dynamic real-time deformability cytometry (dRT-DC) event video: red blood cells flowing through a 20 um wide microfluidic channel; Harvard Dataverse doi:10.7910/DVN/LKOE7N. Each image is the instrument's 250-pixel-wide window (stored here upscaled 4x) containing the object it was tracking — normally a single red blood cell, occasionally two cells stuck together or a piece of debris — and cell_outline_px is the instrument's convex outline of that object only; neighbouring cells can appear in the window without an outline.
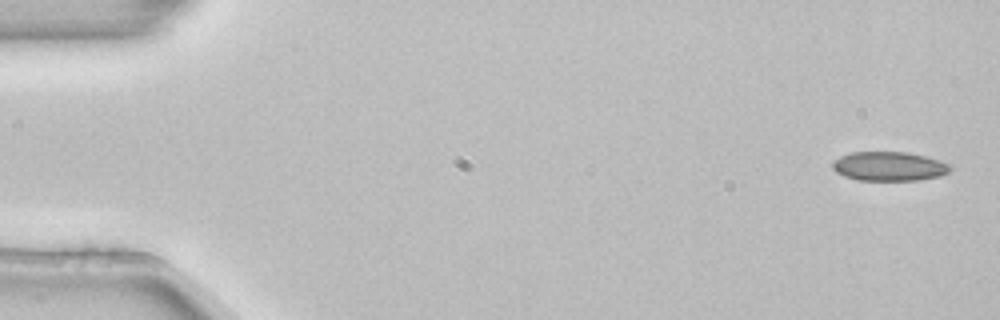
{"species": "common noctule bat (a hibernating species)", "species_latin": "Nyctalus noctula", "temperature_condition": "room temperature", "stored_images_in_passage": 4, "camera_frame_rate_fps": 3000, "um_per_image_px": 0.085, "animal": {"sex": "female", "body_mass_g": 22.7, "forearm_length_mm": 54.2}, "frame": {"image": 1, "passage_image": 1, "time_ms": 0.0, "image_size_px": [1000, 320], "cell_outline_px": [[952, 168], [948, 172], [940, 176], [920, 180], [856, 180], [844, 176], [836, 172], [832, 168], [832, 164], [840, 156], [852, 152], [908, 152], [940, 160], [948, 164]], "centroid_in_image_um": [75.57, 14.14], "position_along_channel_um": 9.4, "area_um2": 20.0}}
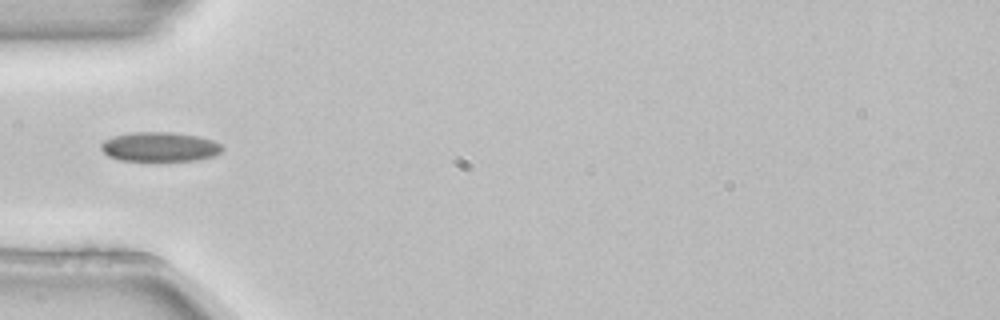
{"frame": {"image": 2, "passage_image": 4, "time_ms": 1.0, "image_size_px": [1000, 320], "cell_outline_px": [[224, 148], [220, 152], [212, 156], [196, 160], [120, 160], [108, 156], [100, 148], [100, 144], [104, 140], [112, 136], [132, 132], [172, 132], [196, 136], [212, 140], [220, 144]], "centroid_in_image_um": [13.54, 12.47], "position_along_channel_um": 71.5, "area_um2": 20.63}}